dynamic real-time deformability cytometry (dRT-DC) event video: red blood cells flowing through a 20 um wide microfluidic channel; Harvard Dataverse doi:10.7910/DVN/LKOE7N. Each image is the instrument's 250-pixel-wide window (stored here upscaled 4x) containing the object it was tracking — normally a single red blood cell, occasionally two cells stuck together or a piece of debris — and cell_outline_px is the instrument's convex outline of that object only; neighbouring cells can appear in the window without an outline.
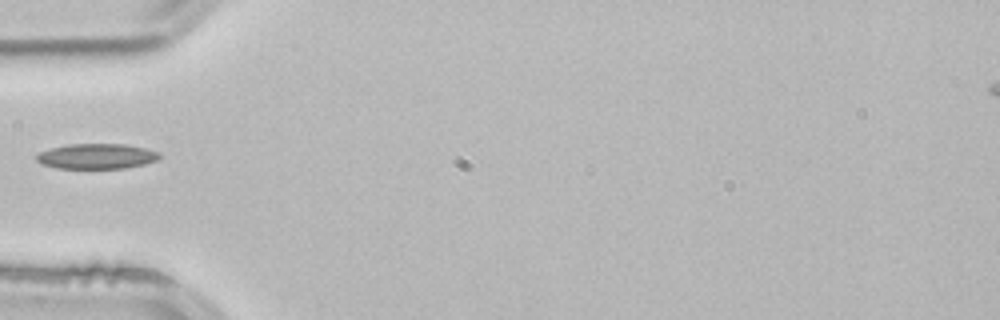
{"species": "common noctule bat (a hibernating species)", "species_latin": "Nyctalus noctula", "temperature_condition": "room temperature", "stored_images_in_passage": 5, "camera_frame_rate_fps": 3000, "um_per_image_px": 0.085, "animal": {"sex": "male", "body_mass_g": 21.5, "forearm_length_mm": 52.0}, "frame": {"image": 1, "passage_image": 1, "time_ms": 0.0, "image_size_px": [1000, 320], "cell_outline_px": [[164, 156], [156, 160], [144, 164], [124, 168], [56, 168], [44, 164], [36, 160], [36, 156], [40, 152], [52, 148], [68, 144], [124, 144], [144, 148], [160, 152]], "centroid_in_image_um": [8.26, 13.28], "position_along_channel_um": 76.7, "area_um2": 17.98}}